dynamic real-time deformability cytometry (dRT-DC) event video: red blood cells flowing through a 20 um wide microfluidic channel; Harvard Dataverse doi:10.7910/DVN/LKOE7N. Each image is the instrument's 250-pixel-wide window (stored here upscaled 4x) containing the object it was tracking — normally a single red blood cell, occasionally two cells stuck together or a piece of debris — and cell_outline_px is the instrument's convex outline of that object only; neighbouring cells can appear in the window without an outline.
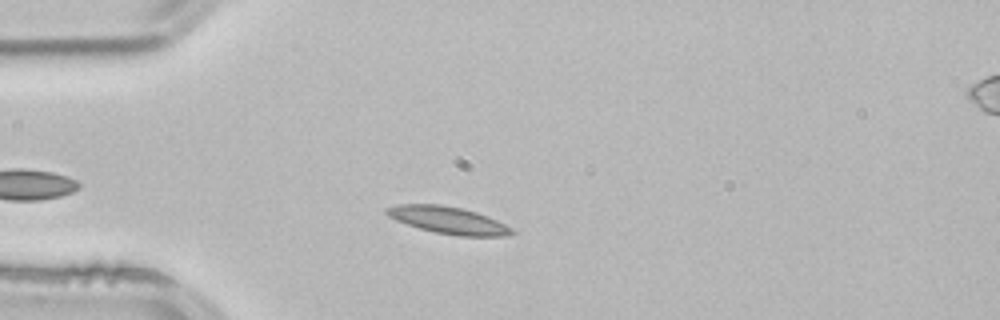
{"species": "common noctule bat (a hibernating species)", "species_latin": "Nyctalus noctula", "temperature_condition": "room temperature", "stored_images_in_passage": 2, "camera_frame_rate_fps": 3000, "um_per_image_px": 0.085, "animal": {"sex": "male", "body_mass_g": 21.5, "forearm_length_mm": 52.0}, "frame": {"image": 1, "passage_image": 2, "time_ms": 0.333, "image_size_px": [1000, 320], "cell_outline_px": [[516, 232], [508, 236], [460, 236], [436, 232], [420, 228], [396, 220], [388, 216], [384, 212], [384, 208], [396, 204], [440, 204], [460, 208], [476, 212], [488, 216], [512, 228]], "centroid_in_image_um": [38.09, 18.71], "position_along_channel_um": 46.9, "area_um2": 19.71}}